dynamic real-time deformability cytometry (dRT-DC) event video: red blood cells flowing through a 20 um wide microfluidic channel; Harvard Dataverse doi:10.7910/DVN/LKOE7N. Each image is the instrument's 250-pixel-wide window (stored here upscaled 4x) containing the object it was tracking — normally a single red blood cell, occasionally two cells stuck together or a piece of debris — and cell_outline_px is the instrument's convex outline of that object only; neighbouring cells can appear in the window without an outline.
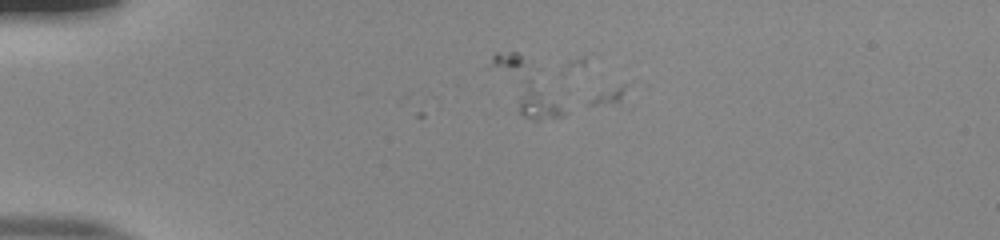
{"species": "human", "species_latin": "Homo sapiens", "temperature_condition": "room temperature", "stored_images_in_passage": 5, "camera_frame_rate_fps": 3000, "um_per_image_px": 0.085, "donor": {"sex": "male"}, "frame": {"image": 1, "passage_image": 3, "time_ms": 0.667, "image_size_px": [1000, 240], "cell_outline_px": [[564, 112], [560, 116], [536, 120], [524, 116], [520, 112], [488, 68], [492, 56], [496, 52], [516, 52], [520, 56]], "centroid_in_image_um": [44.48, 7.37], "position_along_channel_um": 40.5, "area_um2": 18.96}}